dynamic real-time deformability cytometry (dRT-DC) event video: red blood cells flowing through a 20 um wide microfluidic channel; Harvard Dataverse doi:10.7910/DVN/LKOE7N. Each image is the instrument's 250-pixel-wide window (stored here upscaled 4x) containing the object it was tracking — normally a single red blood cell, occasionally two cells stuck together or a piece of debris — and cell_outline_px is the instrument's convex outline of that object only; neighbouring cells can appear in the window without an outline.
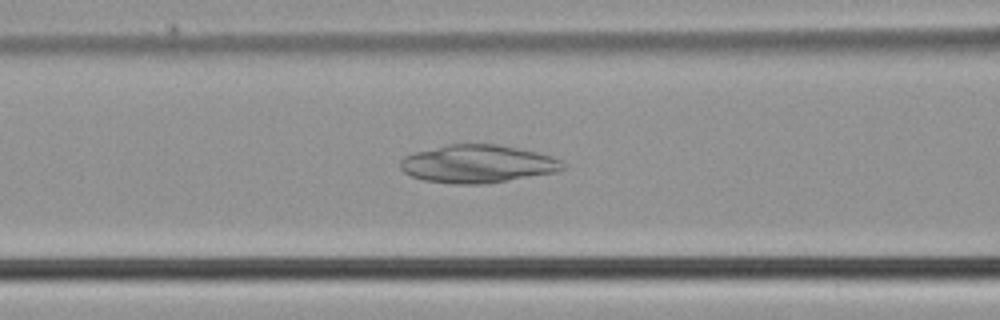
{"species": "common noctule bat (a hibernating species)", "species_latin": "Nyctalus noctula", "temperature_condition": "cold", "stored_images_in_passage": 50, "camera_frame_rate_fps": 3000, "um_per_image_px": 0.085, "animal": {"sex": "male", "body_mass_g": 21.5, "forearm_length_mm": 52.0}, "frame": {"image": 1, "passage_image": 21, "time_ms": 6.667, "image_size_px": [1000, 320], "cell_outline_px": [[568, 164], [564, 168], [556, 172], [488, 184], [456, 184], [424, 180], [412, 176], [404, 172], [400, 168], [400, 160], [404, 156], [416, 152], [448, 144], [496, 144], [520, 148], [552, 156]], "centroid_in_image_um": [40.63, 13.93], "position_along_channel_um": 126.0, "area_um2": 36.07}}
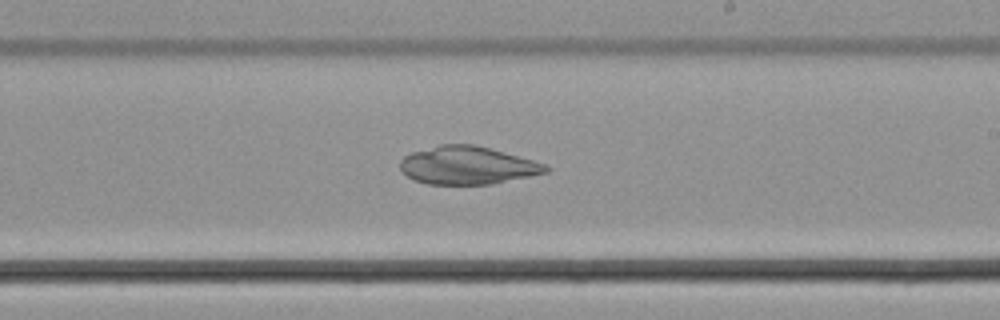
{"frame": {"image": 2, "passage_image": 30, "time_ms": 9.667, "image_size_px": [1000, 320], "cell_outline_px": [[552, 168], [548, 172], [492, 184], [428, 184], [416, 180], [400, 172], [400, 160], [404, 156], [412, 152], [440, 144], [476, 144], [532, 160], [544, 164]], "centroid_in_image_um": [39.72, 14.05], "position_along_channel_um": 249.3, "area_um2": 32.14}}
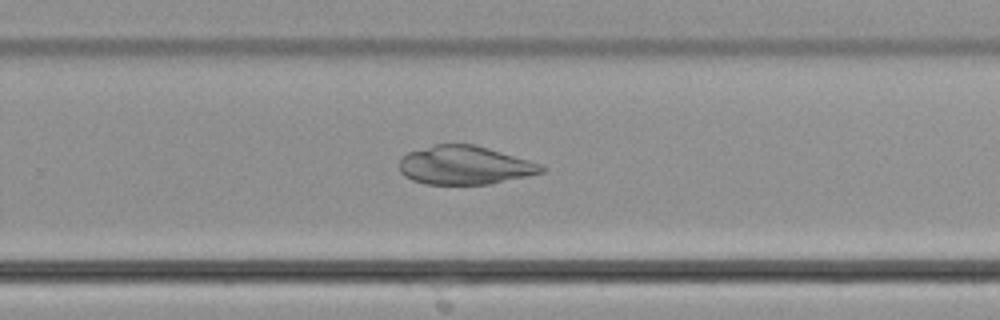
{"frame": {"image": 3, "passage_image": 33, "time_ms": 10.667, "image_size_px": [1000, 320], "cell_outline_px": [[548, 168], [544, 172], [528, 176], [492, 184], [424, 184], [412, 180], [404, 176], [400, 172], [400, 160], [408, 152], [436, 144], [472, 144], [488, 148], [528, 160], [540, 164]], "centroid_in_image_um": [39.51, 14.06], "position_along_channel_um": 290.3, "area_um2": 31.91}}